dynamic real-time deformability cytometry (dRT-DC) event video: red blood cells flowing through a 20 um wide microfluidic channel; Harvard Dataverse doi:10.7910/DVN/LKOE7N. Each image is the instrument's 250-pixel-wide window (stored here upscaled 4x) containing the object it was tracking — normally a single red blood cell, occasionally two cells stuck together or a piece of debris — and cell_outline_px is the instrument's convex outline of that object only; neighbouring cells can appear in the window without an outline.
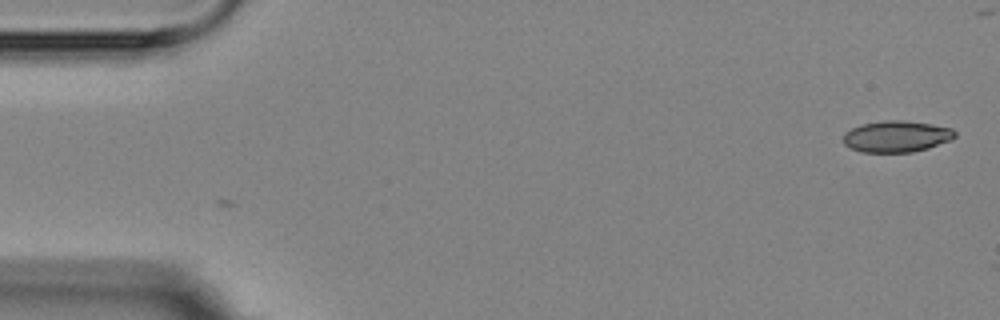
{"species": "Egyptian fruit bat (a non-hibernating species)", "species_latin": "Rousettus aegyptiacus", "temperature_condition": "room temperature", "stored_images_in_passage": 2, "camera_frame_rate_fps": 3000, "um_per_image_px": 0.085, "animal": {"sex": "female"}, "frame": {"image": 1, "passage_image": 2, "time_ms": 1.333, "image_size_px": [1000, 320], "cell_outline_px": [[956, 136], [952, 140], [928, 148], [912, 152], [860, 152], [844, 144], [844, 132], [860, 124], [884, 120], [904, 120], [932, 124], [952, 128], [956, 132]], "centroid_in_image_um": [76.22, 11.59], "position_along_channel_um": 8.8, "area_um2": 20.58}}